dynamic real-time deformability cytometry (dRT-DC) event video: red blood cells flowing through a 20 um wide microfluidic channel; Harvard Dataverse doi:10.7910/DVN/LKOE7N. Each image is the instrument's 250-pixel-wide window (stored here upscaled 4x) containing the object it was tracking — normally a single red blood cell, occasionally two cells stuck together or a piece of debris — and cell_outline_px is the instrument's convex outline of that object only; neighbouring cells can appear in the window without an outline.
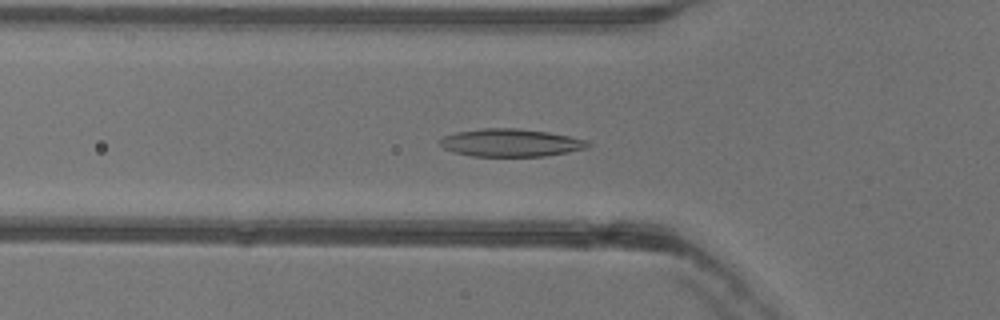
{"species": "common noctule bat (a hibernating species)", "species_latin": "Nyctalus noctula", "temperature_condition": "warm", "stored_images_in_passage": 51, "camera_frame_rate_fps": 3000, "um_per_image_px": 0.085, "animal": {"sex": "female"}, "frame": {"image": 1, "passage_image": 17, "time_ms": 5.333, "image_size_px": [1000, 320], "cell_outline_px": [[592, 144], [588, 148], [568, 152], [544, 156], [472, 156], [452, 152], [444, 148], [440, 144], [440, 140], [444, 136], [456, 132], [484, 128], [520, 128], [548, 132], [588, 140]], "centroid_in_image_um": [43.43, 12.13], "position_along_channel_um": 82.4, "area_um2": 23.99}}
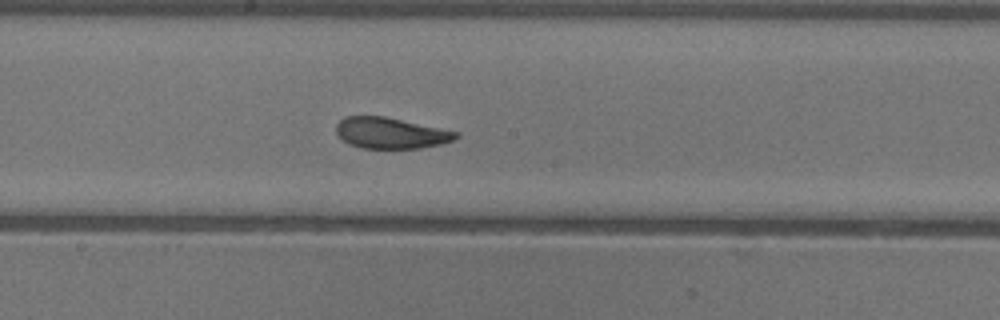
{"frame": {"image": 2, "passage_image": 27, "time_ms": 8.667, "image_size_px": [1000, 320], "cell_outline_px": [[460, 136], [452, 140], [440, 144], [420, 148], [360, 148], [348, 144], [336, 132], [336, 124], [344, 116], [384, 116], [456, 132]], "centroid_in_image_um": [33.15, 11.31], "position_along_channel_um": 215.1, "area_um2": 21.33}}
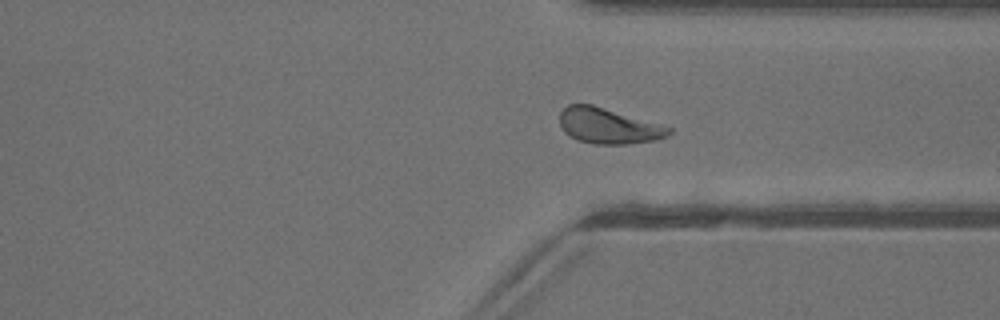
{"frame": {"image": 3, "passage_image": 38, "time_ms": 12.333, "image_size_px": [1000, 320], "cell_outline_px": [[672, 132], [668, 136], [656, 140], [628, 144], [596, 144], [576, 140], [564, 132], [560, 124], [560, 112], [568, 104], [592, 104], [660, 124], [672, 128]], "centroid_in_image_um": [51.71, 10.71], "position_along_channel_um": 359.7, "area_um2": 22.66}, "authors_computed_cell_mechanics": {"area_um2": 22.9466, "velocity_mm_per_s": 3.9521, "shape_relaxation_time_tau1_ms": 3.82, "shape_relaxation_time_tau2_ms": 1.8132, "deformation_change_tau1": 0.1495, "deformation_change_tau2": 0.0675}}